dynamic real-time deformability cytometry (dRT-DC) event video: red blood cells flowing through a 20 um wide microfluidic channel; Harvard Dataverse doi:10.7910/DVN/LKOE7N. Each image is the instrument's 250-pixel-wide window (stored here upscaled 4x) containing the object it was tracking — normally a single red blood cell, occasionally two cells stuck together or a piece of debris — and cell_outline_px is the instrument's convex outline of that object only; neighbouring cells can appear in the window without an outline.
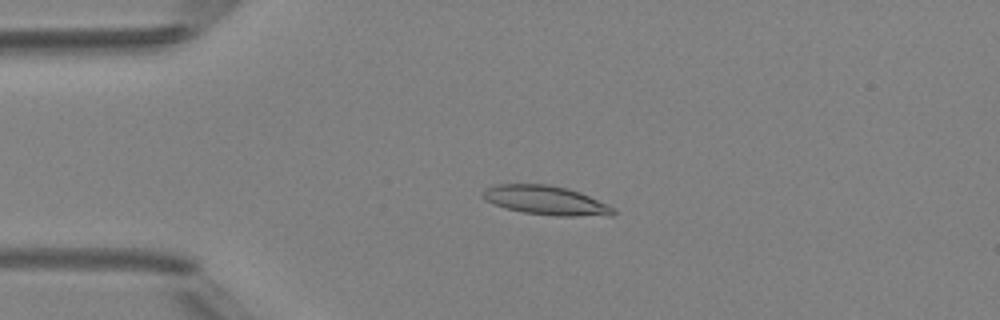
{"species": "Egyptian fruit bat (a non-hibernating species)", "species_latin": "Rousettus aegyptiacus", "temperature_condition": "room temperature", "stored_images_in_passage": 48, "camera_frame_rate_fps": 3000, "um_per_image_px": 0.085, "animal": {"sex": "female"}, "frame": {"image": 1, "passage_image": 11, "time_ms": 3.333, "image_size_px": [1000, 320], "cell_outline_px": [[616, 212], [612, 216], [556, 216], [524, 212], [504, 208], [492, 204], [484, 200], [480, 196], [480, 192], [484, 188], [496, 184], [548, 184], [568, 188], [580, 192], [608, 204], [616, 208]], "centroid_in_image_um": [46.38, 17.03], "position_along_channel_um": 38.6, "area_um2": 22.6}}
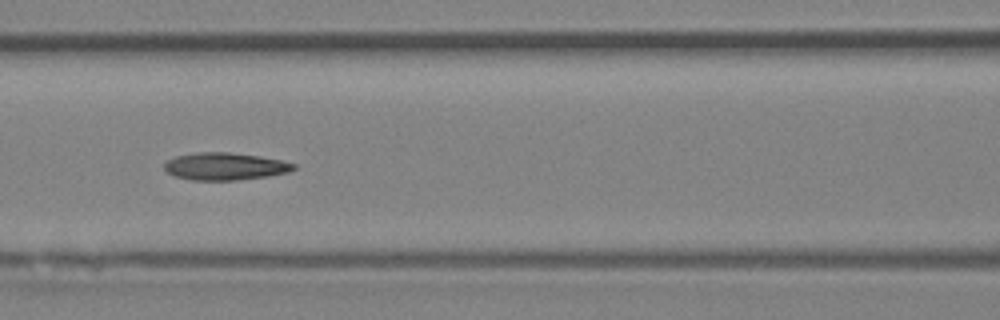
{"frame": {"image": 2, "passage_image": 21, "time_ms": 6.667, "image_size_px": [1000, 320], "cell_outline_px": [[296, 168], [288, 172], [268, 176], [236, 180], [192, 180], [176, 176], [168, 172], [164, 168], [164, 164], [168, 160], [176, 156], [196, 152], [228, 152], [260, 156], [280, 160], [296, 164]], "centroid_in_image_um": [19.13, 14.13], "position_along_channel_um": 147.5, "area_um2": 20.52}}
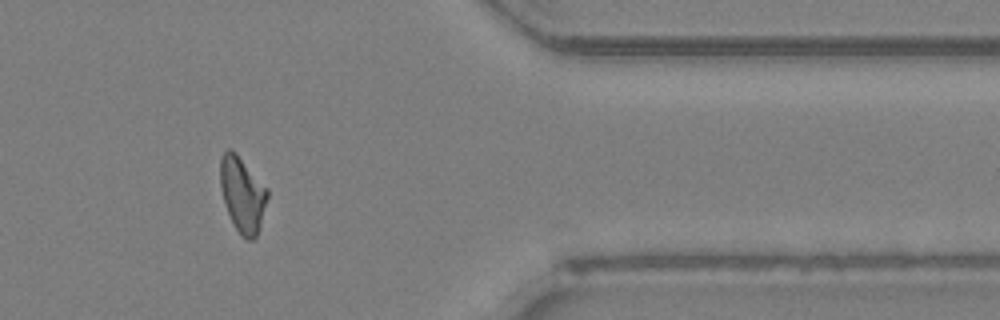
{"frame": {"image": 3, "passage_image": 40, "time_ms": 13.0, "image_size_px": [1000, 320], "cell_outline_px": [[268, 196], [260, 224], [256, 236], [252, 240], [248, 240], [240, 236], [224, 204], [220, 184], [220, 156], [228, 148], [232, 148], [236, 152], [268, 188]], "centroid_in_image_um": [20.59, 16.48], "position_along_channel_um": 390.8, "area_um2": 20.69}, "authors_computed_cell_mechanics": {"area_um2": 20.6924, "velocity_mm_per_s": 4.1979, "shape_relaxation_time_tau1_ms": 8.2862, "shape_relaxation_time_tau2_ms": 3.1644, "deformation_change_tau1": 0.2221, "deformation_change_tau2": 0.117}}